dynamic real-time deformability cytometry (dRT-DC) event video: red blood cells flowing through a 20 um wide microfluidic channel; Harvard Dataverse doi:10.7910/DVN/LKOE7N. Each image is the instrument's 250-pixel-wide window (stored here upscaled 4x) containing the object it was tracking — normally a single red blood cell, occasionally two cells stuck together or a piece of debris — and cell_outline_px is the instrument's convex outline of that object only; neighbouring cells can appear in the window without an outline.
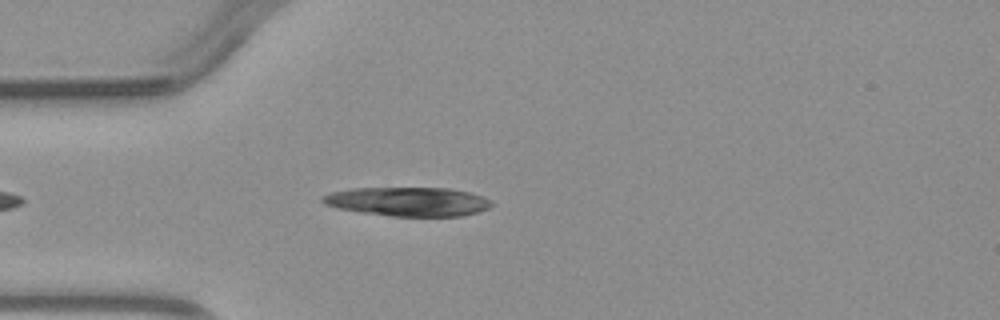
{"species": "common noctule bat (a hibernating species)", "species_latin": "Nyctalus noctula", "temperature_condition": "warm", "stored_images_in_passage": 3, "camera_frame_rate_fps": 3000, "um_per_image_px": 0.085, "animal": {"sex": "male", "body_mass_g": 23.1, "forearm_length_mm": 52.7}, "frame": {"image": 1, "passage_image": 3, "time_ms": 3.333, "image_size_px": [1000, 320], "cell_outline_px": [[492, 204], [488, 208], [476, 212], [460, 216], [392, 216], [360, 212], [336, 208], [324, 204], [320, 200], [320, 196], [332, 192], [352, 188], [448, 188], [468, 192], [484, 196], [492, 200]], "centroid_in_image_um": [34.65, 17.13], "position_along_channel_um": 50.3, "area_um2": 28.61}}